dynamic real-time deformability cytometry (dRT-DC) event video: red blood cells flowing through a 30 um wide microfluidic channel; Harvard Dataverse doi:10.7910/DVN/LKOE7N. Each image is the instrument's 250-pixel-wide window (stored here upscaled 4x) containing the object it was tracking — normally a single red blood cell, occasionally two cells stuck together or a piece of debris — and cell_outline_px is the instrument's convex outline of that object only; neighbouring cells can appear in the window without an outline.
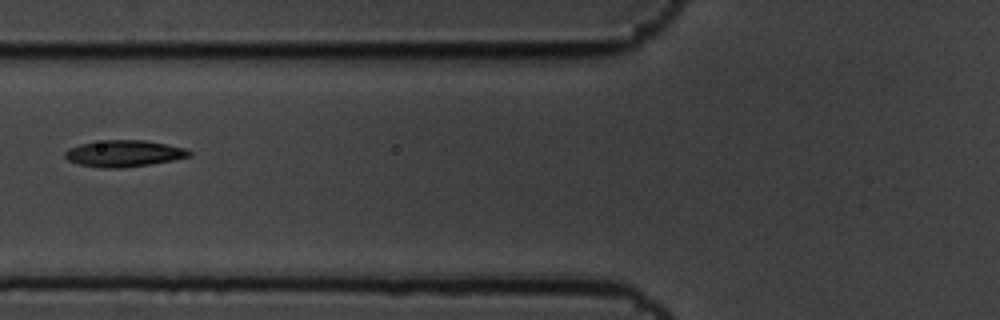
{"species": "common noctule bat (a hibernating species)", "species_latin": "Nyctalus noctula", "temperature_condition": "cold", "stored_images_in_passage": 3, "camera_frame_rate_fps": 3000, "um_per_image_px": 0.085, "animal": {"sex": "male", "body_mass_g": 19.5, "forearm_length_mm": 54.6}, "frame": {"image": 1, "passage_image": 3, "time_ms": 0.667, "image_size_px": [1000, 320], "cell_outline_px": [[192, 156], [172, 160], [148, 164], [120, 168], [100, 168], [76, 164], [68, 160], [64, 156], [64, 152], [68, 148], [80, 144], [104, 140], [144, 140], [188, 148], [192, 152]], "centroid_in_image_um": [10.53, 13.04], "position_along_channel_um": 115.3, "area_um2": 19.31}}